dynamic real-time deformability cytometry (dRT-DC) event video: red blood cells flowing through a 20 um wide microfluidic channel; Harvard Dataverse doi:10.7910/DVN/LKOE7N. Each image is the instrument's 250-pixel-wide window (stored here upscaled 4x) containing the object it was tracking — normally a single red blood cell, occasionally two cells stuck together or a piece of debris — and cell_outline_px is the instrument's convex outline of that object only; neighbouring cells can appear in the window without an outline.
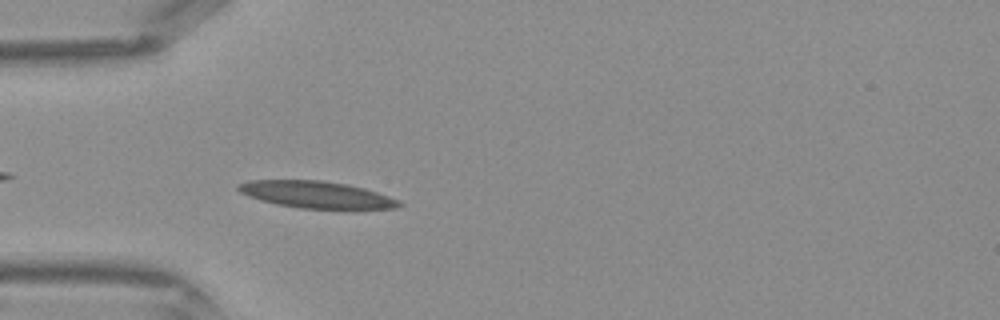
{"species": "Egyptian fruit bat (a non-hibernating species)", "species_latin": "Rousettus aegyptiacus", "temperature_condition": "warm", "stored_images_in_passage": 33, "camera_frame_rate_fps": 3000, "um_per_image_px": 0.085, "frame": {"image": 1, "passage_image": 3, "time_ms": 0.667, "image_size_px": [1000, 320], "cell_outline_px": [[404, 204], [396, 208], [356, 212], [352, 212], [300, 208], [276, 204], [260, 200], [248, 196], [240, 192], [236, 188], [236, 184], [252, 180], [320, 180], [348, 184], [364, 188], [400, 200]], "centroid_in_image_um": [27.02, 16.6], "position_along_channel_um": 58.0, "area_um2": 26.47}}
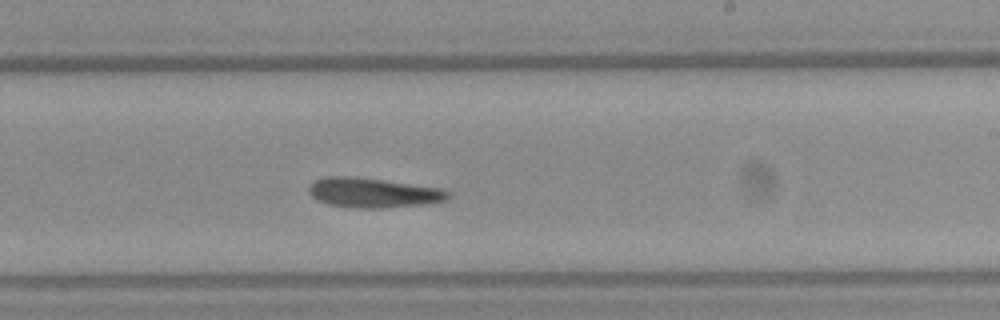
{"frame": {"image": 2, "passage_image": 16, "time_ms": 5.0, "image_size_px": [1000, 320], "cell_outline_px": [[452, 196], [444, 200], [424, 204], [380, 208], [352, 208], [328, 204], [316, 200], [308, 192], [308, 188], [316, 180], [324, 176], [352, 176], [384, 180], [440, 188], [448, 192]], "centroid_in_image_um": [31.67, 16.38], "position_along_channel_um": 257.3, "area_um2": 24.04}}
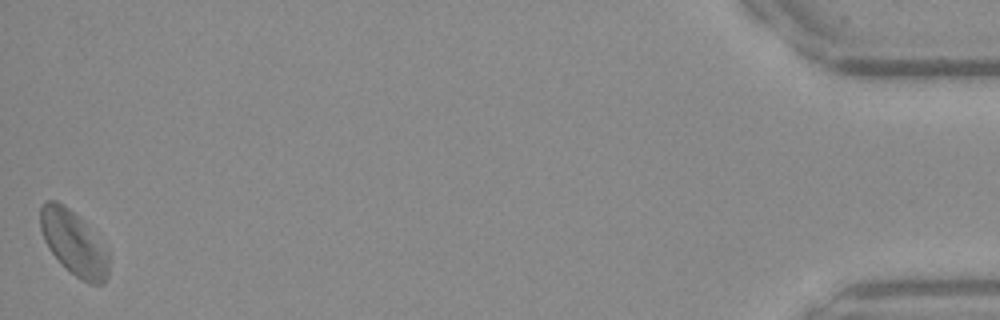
{"frame": {"image": 3, "passage_image": 33, "time_ms": 10.667, "image_size_px": [1000, 320], "cell_outline_px": [[108, 276], [104, 284], [88, 284], [64, 268], [60, 264], [48, 248], [44, 240], [40, 228], [40, 208], [44, 200], [56, 200], [64, 204], [108, 248]], "centroid_in_image_um": [6.25, 20.68], "position_along_channel_um": 428.9, "area_um2": 25.72}}